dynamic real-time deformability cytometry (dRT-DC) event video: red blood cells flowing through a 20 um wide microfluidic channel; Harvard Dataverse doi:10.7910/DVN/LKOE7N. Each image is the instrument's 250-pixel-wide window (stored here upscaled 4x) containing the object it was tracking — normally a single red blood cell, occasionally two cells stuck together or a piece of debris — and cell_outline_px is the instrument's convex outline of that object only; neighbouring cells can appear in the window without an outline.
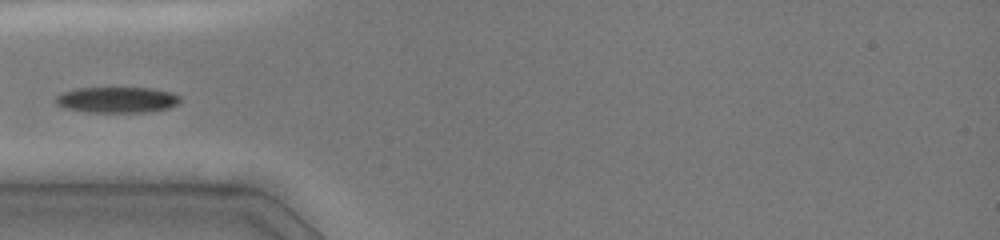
{"species": "common noctule bat (a hibernating species)", "species_latin": "Nyctalus noctula", "temperature_condition": "cold", "stored_images_in_passage": 28, "camera_frame_rate_fps": 3000, "um_per_image_px": 0.085, "animal": {"sex": "female", "body_mass_g": 19.0, "forearm_length_mm": 51.5}, "frame": {"image": 1, "passage_image": 1, "time_ms": 0.0, "image_size_px": [1000, 240], "cell_outline_px": [[180, 100], [176, 104], [168, 108], [144, 112], [88, 112], [64, 108], [56, 104], [56, 96], [64, 92], [76, 88], [152, 88], [172, 92], [180, 96]], "centroid_in_image_um": [9.94, 8.48], "position_along_channel_um": 75.1, "area_um2": 18.67}}
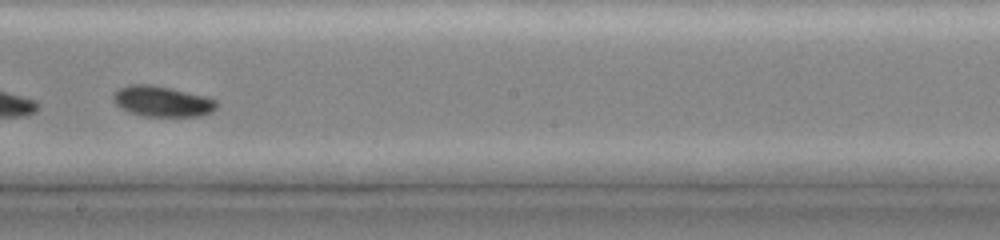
{"frame": {"image": 2, "passage_image": 14, "time_ms": 4.0, "image_size_px": [1000, 240], "cell_outline_px": [[216, 108], [212, 112], [200, 116], [144, 116], [128, 112], [120, 108], [112, 100], [112, 96], [120, 88], [128, 84], [152, 84], [172, 88], [208, 96], [216, 100]], "centroid_in_image_um": [13.78, 8.61], "position_along_channel_um": 234.4, "area_um2": 18.67}}
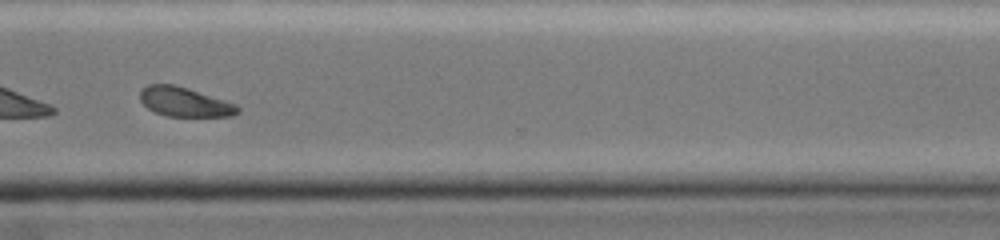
{"frame": {"image": 3, "passage_image": 21, "time_ms": 7.0, "image_size_px": [1000, 240], "cell_outline_px": [[240, 112], [232, 116], [168, 116], [156, 112], [148, 108], [140, 100], [140, 92], [148, 84], [172, 84], [188, 88], [236, 104], [240, 108]], "centroid_in_image_um": [15.71, 8.66], "position_along_channel_um": 354.9, "area_um2": 16.53}}